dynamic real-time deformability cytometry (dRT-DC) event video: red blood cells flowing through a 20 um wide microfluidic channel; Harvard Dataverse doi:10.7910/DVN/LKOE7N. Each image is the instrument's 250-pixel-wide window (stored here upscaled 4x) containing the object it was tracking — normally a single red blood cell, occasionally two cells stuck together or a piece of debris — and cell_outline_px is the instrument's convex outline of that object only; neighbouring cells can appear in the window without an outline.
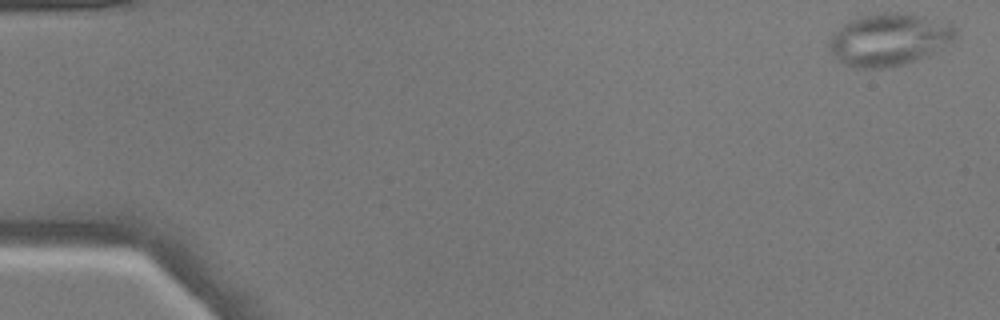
{"species": "common noctule bat (a hibernating species)", "species_latin": "Nyctalus noctula", "temperature_condition": "warm", "stored_images_in_passage": 50, "camera_frame_rate_fps": 3000, "um_per_image_px": 0.085, "animal": {"sex": "male", "body_mass_g": 17.9}, "frame": {"image": 1, "passage_image": 1, "time_ms": 0.0, "image_size_px": [1000, 320], "cell_outline_px": [[956, 36], [952, 40], [928, 56], [904, 64], [888, 68], [856, 68], [844, 64], [828, 48], [828, 44], [832, 36], [848, 20], [860, 16], [884, 12], [896, 12], [916, 16], [952, 24], [956, 28]], "centroid_in_image_um": [75.55, 3.38], "position_along_channel_um": 9.5, "area_um2": 37.97}}
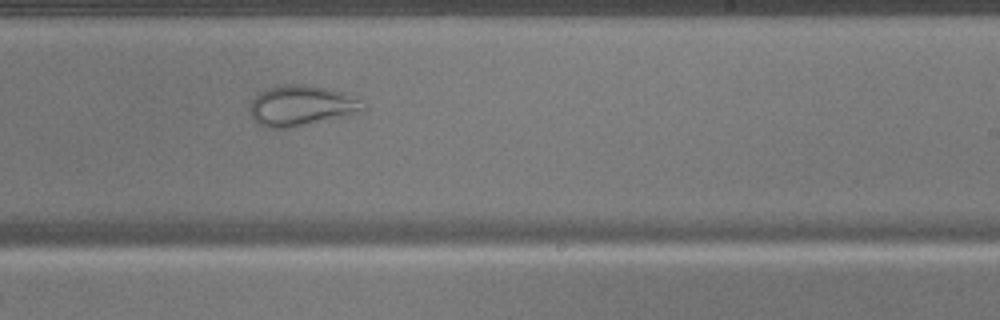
{"frame": {"image": 2, "passage_image": 31, "time_ms": 10.0, "image_size_px": [1000, 320], "cell_outline_px": [[368, 108], [340, 116], [284, 128], [268, 128], [260, 124], [252, 116], [248, 104], [260, 92], [268, 88], [284, 84], [304, 84], [328, 88], [344, 92], [360, 100]], "centroid_in_image_um": [25.57, 8.94], "position_along_channel_um": 263.4, "area_um2": 26.01}}
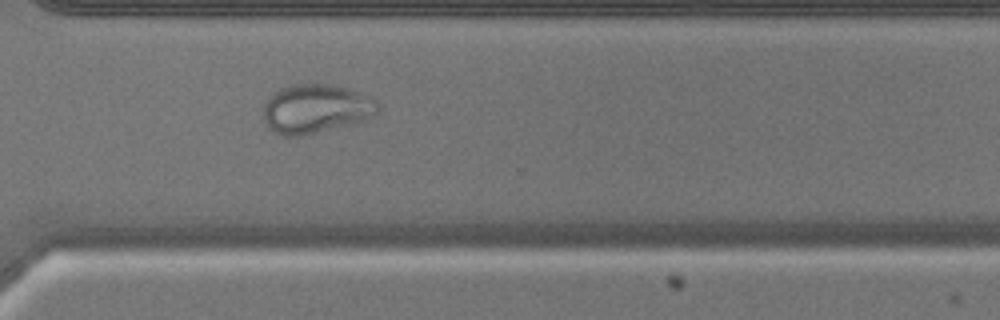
{"frame": {"image": 3, "passage_image": 37, "time_ms": 12.0, "image_size_px": [1000, 320], "cell_outline_px": [[380, 112], [368, 120], [352, 124], [300, 136], [284, 136], [268, 128], [264, 120], [264, 104], [268, 96], [280, 88], [288, 84], [332, 84], [372, 96], [380, 104]], "centroid_in_image_um": [26.89, 9.24], "position_along_channel_um": 343.7, "area_um2": 33.23}}